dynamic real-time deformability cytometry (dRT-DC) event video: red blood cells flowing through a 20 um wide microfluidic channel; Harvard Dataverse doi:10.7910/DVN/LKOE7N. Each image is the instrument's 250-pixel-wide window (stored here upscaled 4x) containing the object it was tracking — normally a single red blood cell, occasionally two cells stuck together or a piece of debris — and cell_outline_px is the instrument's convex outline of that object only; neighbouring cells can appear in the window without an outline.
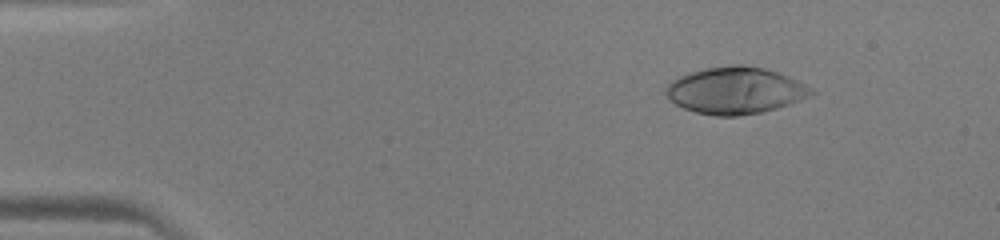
{"species": "human", "species_latin": "Homo sapiens", "temperature_condition": "warm", "stored_images_in_passage": 47, "camera_frame_rate_fps": 3000, "um_per_image_px": 0.085, "donor": {"sex": "male"}, "frame": {"image": 1, "passage_image": 6, "time_ms": 1.667, "image_size_px": [1000, 240], "cell_outline_px": [[816, 92], [800, 100], [776, 108], [760, 112], [736, 116], [716, 116], [696, 112], [684, 108], [676, 104], [664, 92], [668, 84], [672, 80], [688, 72], [704, 68], [732, 64], [744, 64], [764, 68], [788, 76], [812, 88]], "centroid_in_image_um": [62.48, 7.67], "position_along_channel_um": 22.5, "area_um2": 39.48}}
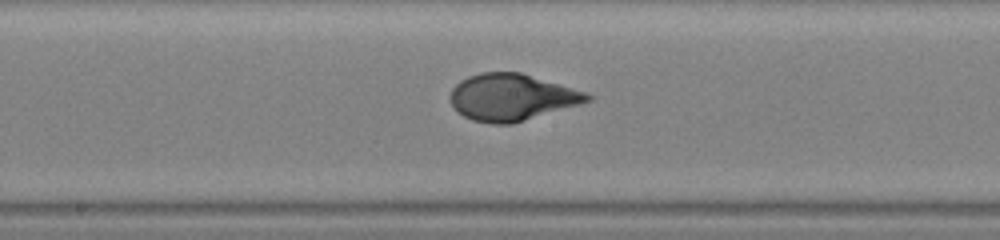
{"frame": {"image": 2, "passage_image": 25, "time_ms": 8.0, "image_size_px": [1000, 240], "cell_outline_px": [[592, 100], [580, 104], [512, 124], [492, 124], [472, 120], [464, 116], [452, 104], [452, 88], [460, 80], [468, 76], [480, 72], [520, 72], [588, 92], [592, 96]], "centroid_in_image_um": [43.53, 8.26], "position_along_channel_um": 204.7, "area_um2": 37.17}}
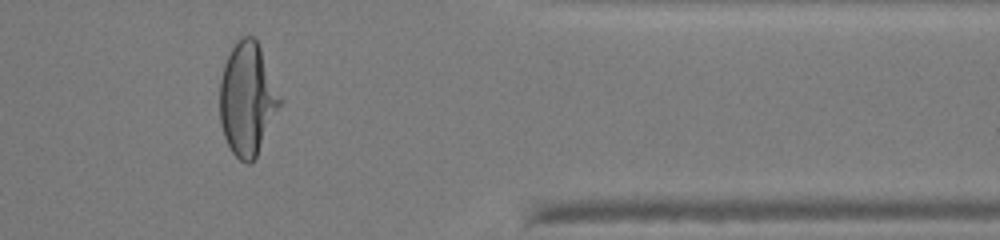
{"frame": {"image": 3, "passage_image": 39, "time_ms": 12.667, "image_size_px": [1000, 240], "cell_outline_px": [[284, 100], [252, 164], [248, 164], [240, 160], [232, 152], [224, 136], [220, 124], [220, 76], [224, 64], [236, 40], [240, 36], [252, 36], [256, 40], [260, 48]], "centroid_in_image_um": [21.04, 8.42], "position_along_channel_um": 390.4, "area_um2": 39.77}}